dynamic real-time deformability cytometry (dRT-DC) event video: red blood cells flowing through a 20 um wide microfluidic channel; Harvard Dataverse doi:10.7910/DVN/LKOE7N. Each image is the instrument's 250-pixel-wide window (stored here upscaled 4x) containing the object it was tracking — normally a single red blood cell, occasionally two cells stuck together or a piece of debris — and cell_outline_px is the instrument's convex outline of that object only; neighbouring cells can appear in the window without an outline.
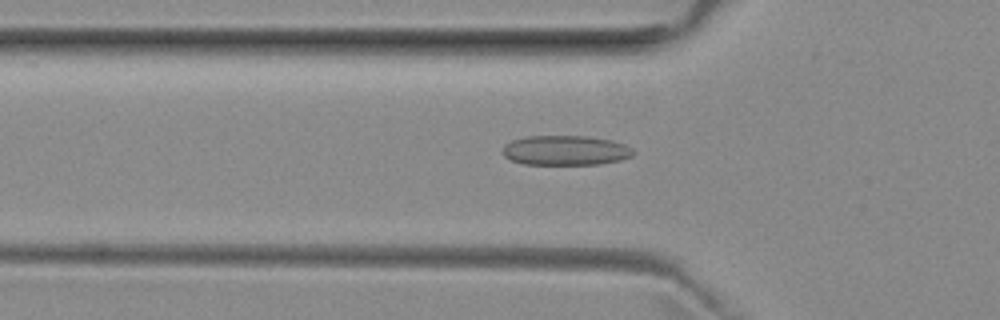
{"species": "common noctule bat (a hibernating species)", "species_latin": "Nyctalus noctula", "temperature_condition": "room temperature", "stored_images_in_passage": 52, "camera_frame_rate_fps": 3000, "um_per_image_px": 0.085, "animal": {"sex": "female", "body_mass_g": 29.2, "forearm_length_mm": 56.3}, "frame": {"image": 1, "passage_image": 17, "time_ms": 5.333, "image_size_px": [1000, 320], "cell_outline_px": [[632, 156], [620, 160], [600, 164], [524, 164], [512, 160], [504, 156], [500, 152], [504, 144], [512, 140], [524, 136], [584, 136], [612, 140], [624, 144], [632, 148]], "centroid_in_image_um": [48.02, 12.78], "position_along_channel_um": 77.8, "area_um2": 22.72}}
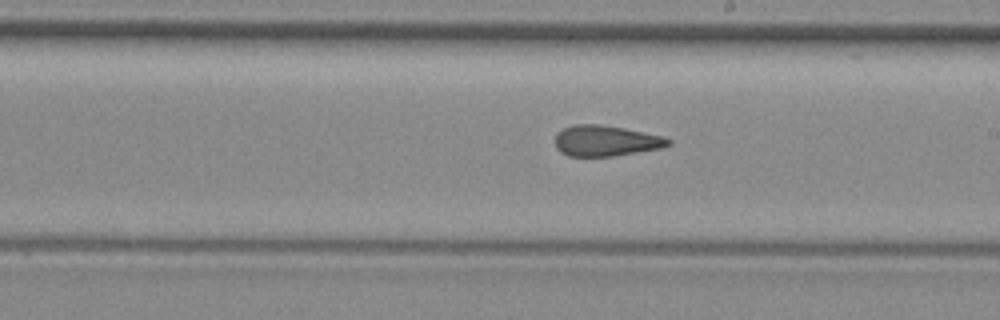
{"frame": {"image": 2, "passage_image": 29, "time_ms": 9.333, "image_size_px": [1000, 320], "cell_outline_px": [[672, 144], [660, 148], [612, 156], [568, 156], [560, 152], [556, 148], [556, 132], [572, 124], [600, 124], [624, 128], [664, 136], [672, 140]], "centroid_in_image_um": [51.49, 11.96], "position_along_channel_um": 237.5, "area_um2": 20.35}}
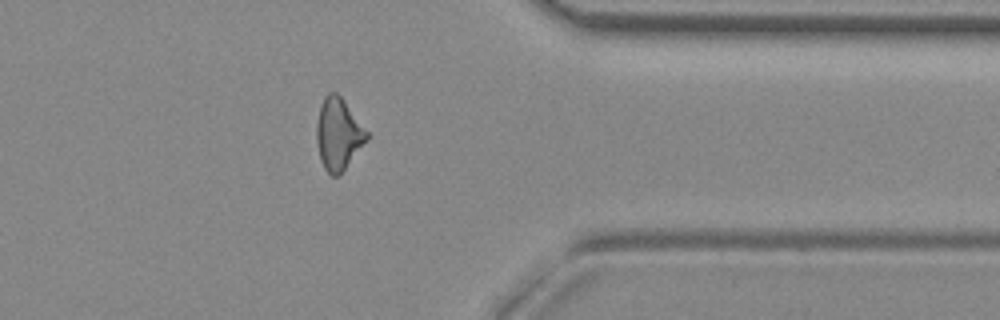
{"frame": {"image": 3, "passage_image": 41, "time_ms": 13.333, "image_size_px": [1000, 320], "cell_outline_px": [[372, 136], [344, 168], [336, 176], [332, 176], [324, 168], [320, 160], [316, 140], [316, 124], [320, 104], [324, 96], [328, 92], [336, 92], [340, 96]], "centroid_in_image_um": [28.76, 11.37], "position_along_channel_um": 382.6, "area_um2": 21.04}, "authors_computed_cell_mechanics": {"area_um2": 21.1548, "velocity_mm_per_s": 3.9858, "shape_relaxation_time_tau1_ms": null, "shape_relaxation_time_tau2_ms": 2.6976, "deformation_change_tau1": null, "deformation_change_tau2": 0.116}}